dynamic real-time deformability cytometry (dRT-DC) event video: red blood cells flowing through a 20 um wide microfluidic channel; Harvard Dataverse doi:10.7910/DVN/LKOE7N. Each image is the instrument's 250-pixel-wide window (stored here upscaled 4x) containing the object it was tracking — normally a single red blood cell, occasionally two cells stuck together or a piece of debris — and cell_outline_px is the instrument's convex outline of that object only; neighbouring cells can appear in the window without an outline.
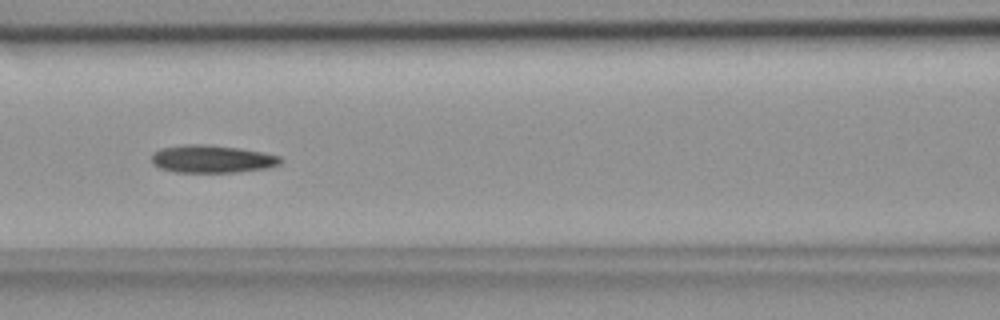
{"species": "common noctule bat (a hibernating species)", "species_latin": "Nyctalus noctula", "temperature_condition": "room temperature", "stored_images_in_passage": 44, "camera_frame_rate_fps": 3000, "um_per_image_px": 0.085, "animal": {"sex": "female", "body_mass_g": 18.4}, "frame": {"image": 1, "passage_image": 14, "time_ms": 4.333, "image_size_px": [1000, 320], "cell_outline_px": [[280, 164], [268, 168], [236, 172], [176, 172], [160, 168], [152, 164], [152, 152], [160, 148], [184, 144], [204, 144], [240, 148], [280, 156]], "centroid_in_image_um": [17.97, 13.51], "position_along_channel_um": 148.6, "area_um2": 20.81}}
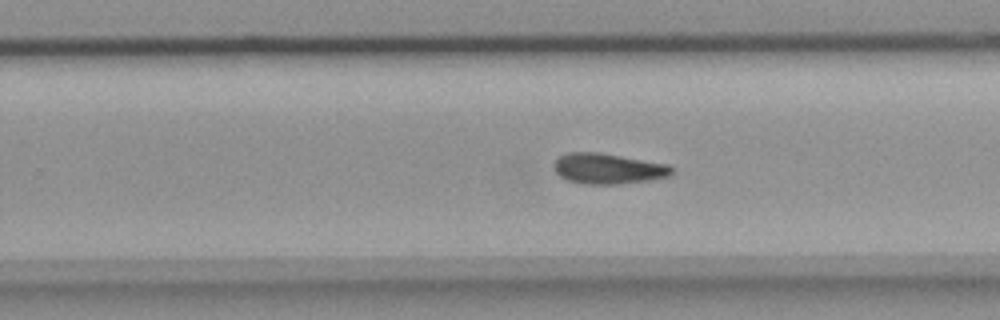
{"frame": {"image": 2, "passage_image": 24, "time_ms": 7.667, "image_size_px": [1000, 320], "cell_outline_px": [[672, 172], [668, 176], [652, 180], [616, 184], [584, 184], [568, 180], [560, 176], [552, 168], [552, 164], [560, 156], [568, 152], [600, 152], [668, 164], [672, 168]], "centroid_in_image_um": [51.66, 14.33], "position_along_channel_um": 278.1, "area_um2": 21.04}}
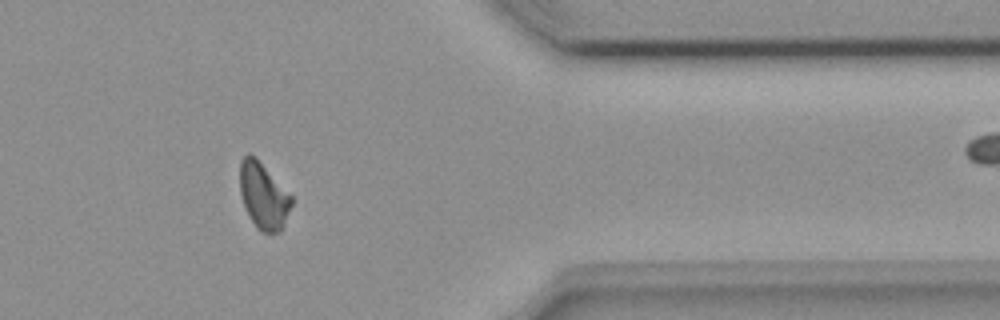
{"frame": {"image": 3, "passage_image": 34, "time_ms": 11.0, "image_size_px": [1000, 320], "cell_outline_px": [[292, 204], [280, 232], [260, 232], [256, 228], [244, 204], [240, 192], [240, 160], [248, 152], [256, 156], [292, 196]], "centroid_in_image_um": [22.38, 16.6], "position_along_channel_um": 389.0, "area_um2": 19.83}, "authors_computed_cell_mechanics": {"area_um2": 20.4034, "velocity_mm_per_s": 3.9081, "shape_relaxation_time_tau1_ms": 5.3983, "shape_relaxation_time_tau2_ms": 7.0763, "deformation_change_tau1": 0.1365, "deformation_change_tau2": 0.1481}}